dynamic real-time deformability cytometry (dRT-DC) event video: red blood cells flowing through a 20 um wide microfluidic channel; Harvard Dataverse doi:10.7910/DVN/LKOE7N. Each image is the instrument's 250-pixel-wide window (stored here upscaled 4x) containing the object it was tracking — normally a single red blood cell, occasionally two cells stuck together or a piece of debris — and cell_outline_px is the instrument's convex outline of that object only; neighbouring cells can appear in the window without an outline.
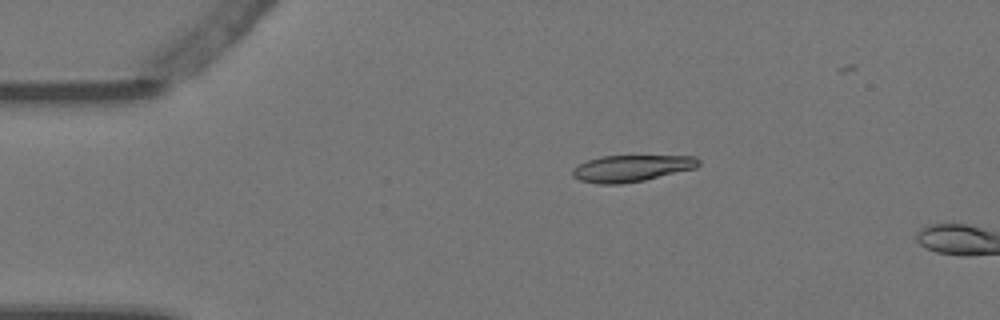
{"species": "Egyptian fruit bat (a non-hibernating species)", "species_latin": "Rousettus aegyptiacus", "temperature_condition": "warm", "stored_images_in_passage": 4, "camera_frame_rate_fps": 3000, "um_per_image_px": 0.085, "animal": {"sex": "female"}, "frame": {"image": 1, "passage_image": 3, "time_ms": 0.667, "image_size_px": [1000, 320], "cell_outline_px": [[700, 164], [696, 168], [644, 180], [620, 184], [600, 184], [580, 180], [572, 176], [572, 168], [588, 160], [600, 156], [696, 156], [700, 160]], "centroid_in_image_um": [53.68, 14.3], "position_along_channel_um": 31.3, "area_um2": 19.48}}